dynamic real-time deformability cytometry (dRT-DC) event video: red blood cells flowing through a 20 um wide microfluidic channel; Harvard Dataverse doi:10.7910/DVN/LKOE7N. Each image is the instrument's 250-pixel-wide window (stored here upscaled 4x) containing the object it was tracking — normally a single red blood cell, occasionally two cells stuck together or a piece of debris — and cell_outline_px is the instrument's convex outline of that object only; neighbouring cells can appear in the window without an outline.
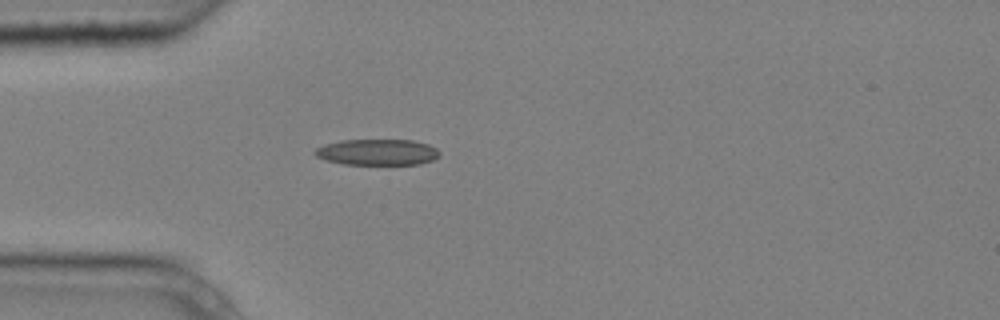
{"species": "common noctule bat (a hibernating species)", "species_latin": "Nyctalus noctula", "temperature_condition": "cold", "stored_images_in_passage": 1, "camera_frame_rate_fps": 3000, "um_per_image_px": 0.085, "animal": {"sex": "male", "body_mass_g": 20.4}, "frame": {"image": 1, "passage_image": 1, "time_ms": 0.0, "image_size_px": [1000, 320], "cell_outline_px": [[440, 156], [432, 160], [420, 164], [344, 164], [328, 160], [316, 156], [312, 152], [316, 148], [324, 144], [340, 140], [412, 140], [428, 144], [436, 148], [440, 152]], "centroid_in_image_um": [32.08, 12.92], "position_along_channel_um": 52.9, "area_um2": 18.9}}